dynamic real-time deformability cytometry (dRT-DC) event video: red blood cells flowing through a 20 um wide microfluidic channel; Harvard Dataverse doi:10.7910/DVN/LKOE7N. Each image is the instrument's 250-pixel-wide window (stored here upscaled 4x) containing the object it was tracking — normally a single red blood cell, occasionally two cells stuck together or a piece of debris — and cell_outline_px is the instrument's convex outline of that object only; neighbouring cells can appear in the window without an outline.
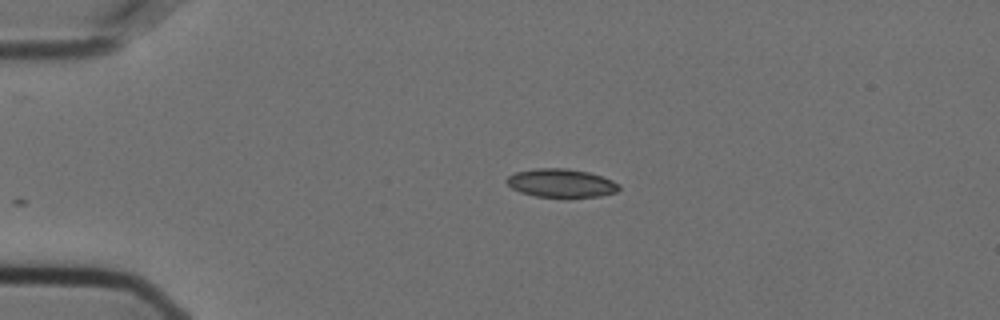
{"species": "Egyptian fruit bat (a non-hibernating species)", "species_latin": "Rousettus aegyptiacus", "temperature_condition": "cold", "stored_images_in_passage": 40, "camera_frame_rate_fps": 3000, "um_per_image_px": 0.085, "animal": {"sex": "female"}, "frame": {"image": 1, "passage_image": 1, "time_ms": 0.0, "image_size_px": [1000, 320], "cell_outline_px": [[620, 188], [616, 192], [600, 196], [568, 200], [536, 196], [520, 192], [512, 188], [504, 180], [508, 176], [516, 172], [536, 168], [568, 168], [588, 172], [612, 180], [620, 184]], "centroid_in_image_um": [47.71, 15.6], "position_along_channel_um": 37.3, "area_um2": 19.31}}
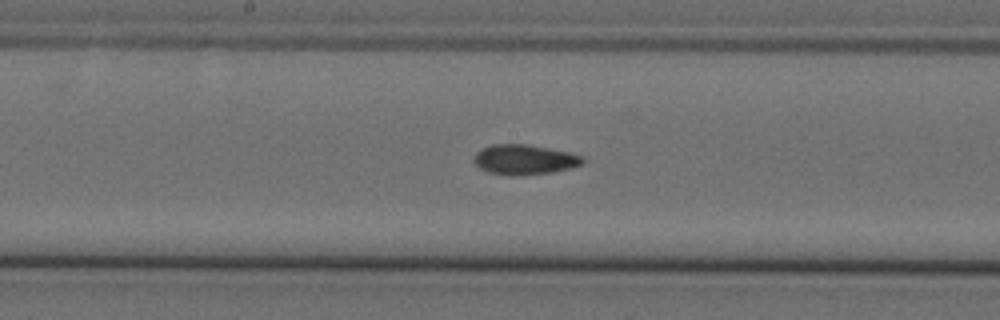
{"frame": {"image": 2, "passage_image": 18, "time_ms": 5.667, "image_size_px": [1000, 320], "cell_outline_px": [[584, 164], [572, 168], [552, 172], [488, 172], [480, 168], [472, 160], [476, 152], [492, 144], [528, 144], [568, 152], [584, 156]], "centroid_in_image_um": [44.63, 13.51], "position_along_channel_um": 203.6, "area_um2": 18.15}}
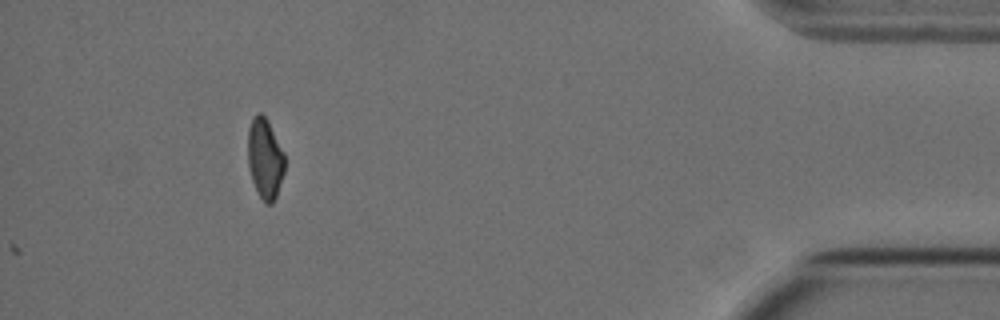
{"frame": {"image": 3, "passage_image": 40, "time_ms": 13.0, "image_size_px": [1000, 320], "cell_outline_px": [[284, 172], [276, 196], [272, 204], [264, 204], [252, 180], [248, 164], [248, 128], [256, 112], [260, 112], [268, 120], [284, 152]], "centroid_in_image_um": [22.52, 13.46], "position_along_channel_um": 412.7, "area_um2": 17.22}, "authors_computed_cell_mechanics": {"area_um2": 18.3804, "velocity_mm_per_s": 3.6157, "shape_relaxation_time_tau1_ms": null, "shape_relaxation_time_tau2_ms": 3.5603, "deformation_change_tau1": null, "deformation_change_tau2": 0.0911}}